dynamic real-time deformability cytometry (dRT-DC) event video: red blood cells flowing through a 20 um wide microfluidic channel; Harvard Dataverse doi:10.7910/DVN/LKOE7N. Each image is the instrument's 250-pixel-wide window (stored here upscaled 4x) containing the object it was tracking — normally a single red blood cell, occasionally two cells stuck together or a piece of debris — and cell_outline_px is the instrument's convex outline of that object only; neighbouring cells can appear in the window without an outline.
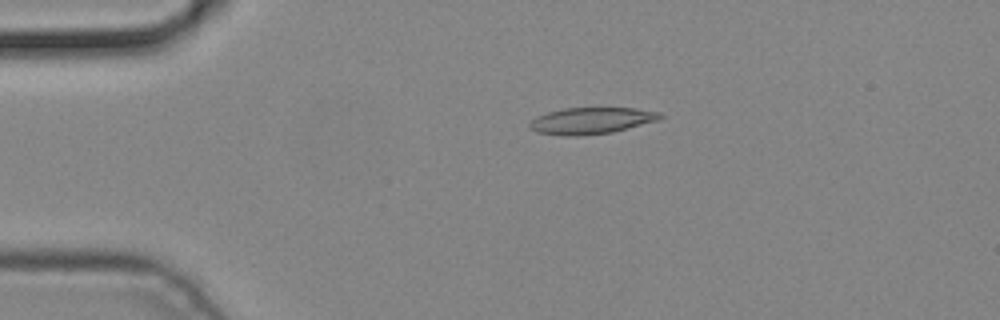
{"species": "common noctule bat (a hibernating species)", "species_latin": "Nyctalus noctula", "temperature_condition": "cold", "stored_images_in_passage": 2, "camera_frame_rate_fps": 3000, "um_per_image_px": 0.085, "animal": {"sex": "male", "body_mass_g": 19.2, "forearm_length_mm": 51.8}, "frame": {"image": 1, "passage_image": 1, "time_ms": 0.0, "image_size_px": [1000, 320], "cell_outline_px": [[664, 116], [660, 120], [612, 132], [576, 136], [568, 136], [536, 132], [528, 124], [536, 116], [548, 112], [564, 108], [632, 108], [660, 112]], "centroid_in_image_um": [50.28, 10.25], "position_along_channel_um": 34.7, "area_um2": 20.06}}